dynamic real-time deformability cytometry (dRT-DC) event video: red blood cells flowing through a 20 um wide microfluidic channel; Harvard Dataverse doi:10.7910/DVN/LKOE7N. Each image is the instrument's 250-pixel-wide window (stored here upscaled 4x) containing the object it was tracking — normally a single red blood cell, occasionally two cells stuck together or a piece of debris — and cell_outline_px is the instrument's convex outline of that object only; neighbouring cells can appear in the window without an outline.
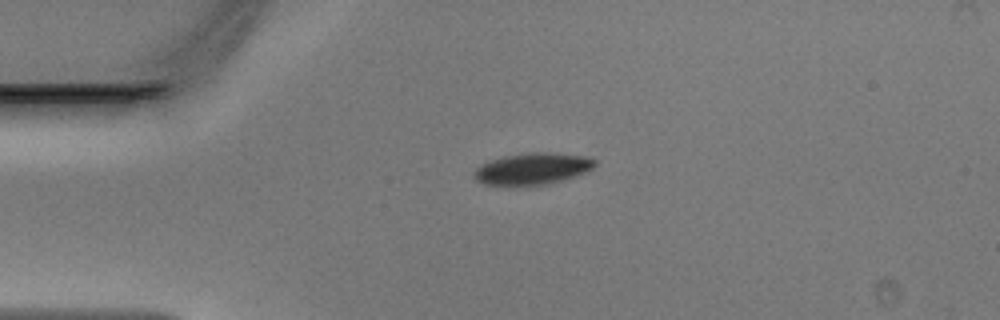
{"species": "Egyptian fruit bat (a non-hibernating species)", "species_latin": "Rousettus aegyptiacus", "temperature_condition": "warm", "stored_images_in_passage": 41, "camera_frame_rate_fps": 3000, "um_per_image_px": 0.085, "animal": {"sex": "male"}, "frame": {"image": 1, "passage_image": 4, "time_ms": 1.0, "image_size_px": [1000, 320], "cell_outline_px": [[596, 164], [592, 168], [584, 172], [548, 184], [516, 188], [484, 184], [476, 180], [472, 176], [472, 172], [476, 168], [492, 160], [504, 156], [536, 152], [540, 152], [580, 156], [596, 160]], "centroid_in_image_um": [45.16, 14.4], "position_along_channel_um": 39.8, "area_um2": 22.25}}
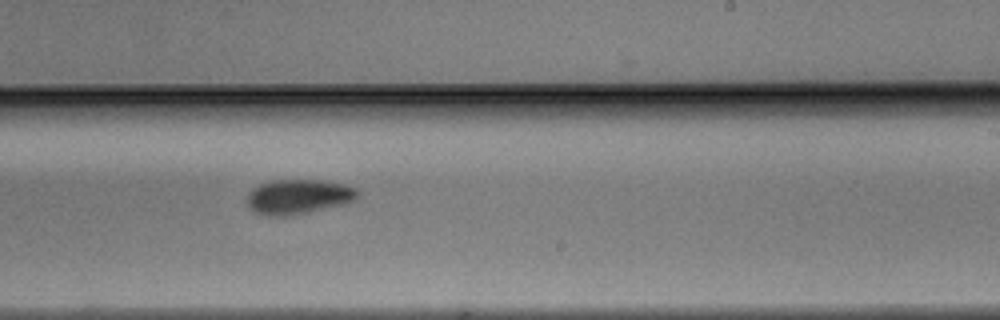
{"frame": {"image": 2, "passage_image": 22, "time_ms": 7.0, "image_size_px": [1000, 320], "cell_outline_px": [[360, 192], [356, 200], [348, 204], [292, 216], [268, 216], [256, 212], [248, 204], [248, 196], [252, 188], [260, 184], [272, 180], [320, 180], [344, 184], [356, 188]], "centroid_in_image_um": [25.43, 16.73], "position_along_channel_um": 263.6, "area_um2": 22.66}}
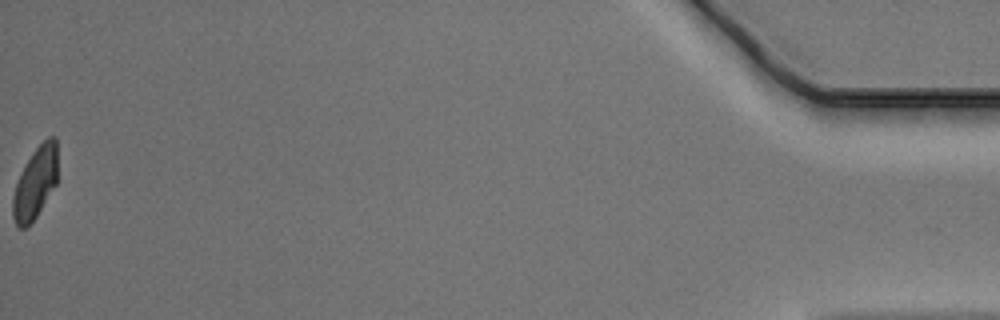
{"frame": {"image": 3, "passage_image": 41, "time_ms": 13.333, "image_size_px": [1000, 320], "cell_outline_px": [[56, 184], [36, 216], [28, 228], [20, 228], [16, 224], [12, 216], [12, 196], [16, 184], [28, 160], [36, 148], [48, 136], [56, 136]], "centroid_in_image_um": [2.98, 15.58], "position_along_channel_um": 432.2, "area_um2": 18.32}}